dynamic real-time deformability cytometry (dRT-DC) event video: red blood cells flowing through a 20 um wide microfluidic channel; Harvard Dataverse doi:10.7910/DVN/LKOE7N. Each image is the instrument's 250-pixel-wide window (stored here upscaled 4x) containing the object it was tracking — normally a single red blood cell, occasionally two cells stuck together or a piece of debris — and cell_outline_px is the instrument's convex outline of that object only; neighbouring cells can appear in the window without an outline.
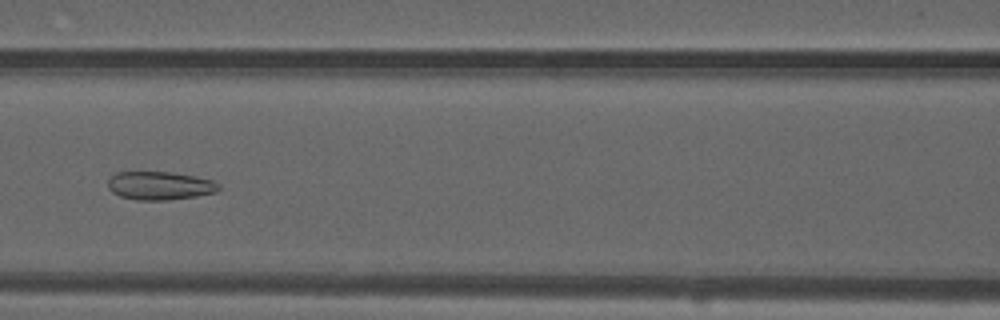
{"species": "common noctule bat (a hibernating species)", "species_latin": "Nyctalus noctula", "temperature_condition": "warm", "stored_images_in_passage": 54, "camera_frame_rate_fps": 3000, "um_per_image_px": 0.085, "animal": {"sex": "male", "forearm_length_mm": 52.5}, "frame": {"image": 1, "passage_image": 24, "time_ms": 7.667, "image_size_px": [1000, 320], "cell_outline_px": [[220, 188], [216, 192], [196, 196], [168, 200], [136, 200], [120, 196], [112, 192], [108, 188], [108, 180], [116, 172], [168, 172], [196, 176], [212, 180], [220, 184]], "centroid_in_image_um": [13.59, 15.78], "position_along_channel_um": 153.0, "area_um2": 18.32}}
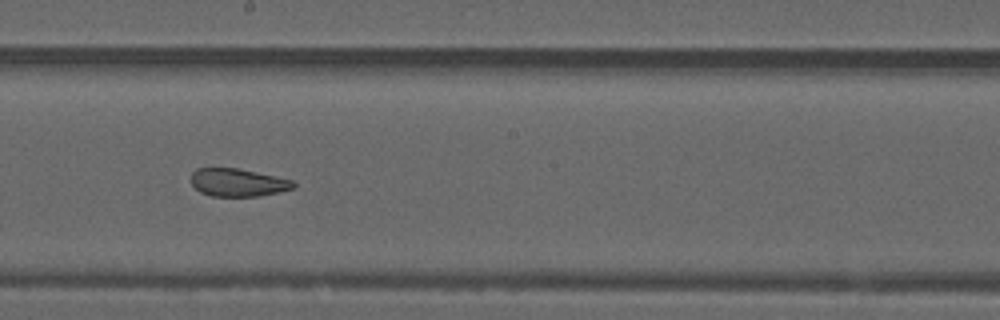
{"frame": {"image": 2, "passage_image": 30, "time_ms": 9.667, "image_size_px": [1000, 320], "cell_outline_px": [[296, 188], [260, 196], [212, 196], [200, 192], [192, 184], [192, 172], [196, 168], [236, 168], [276, 176], [292, 180], [296, 184]], "centroid_in_image_um": [20.24, 15.51], "position_along_channel_um": 228.0, "area_um2": 16.59}}
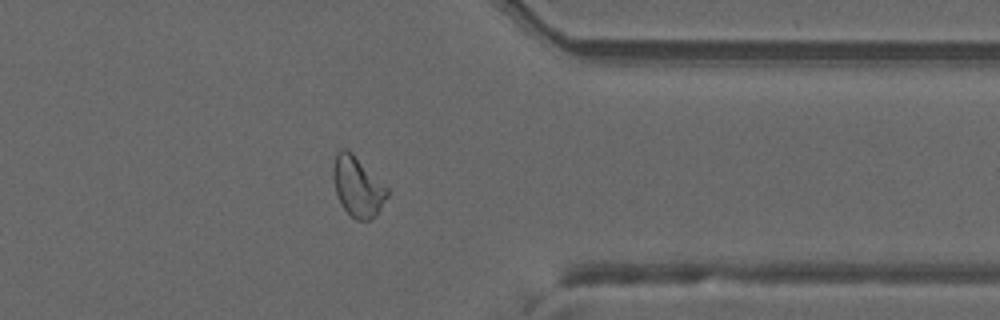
{"frame": {"image": 3, "passage_image": 43, "time_ms": 14.0, "image_size_px": [1000, 320], "cell_outline_px": [[388, 196], [376, 216], [368, 220], [356, 220], [344, 208], [336, 192], [332, 176], [332, 168], [336, 156], [340, 148], [348, 148], [388, 188]], "centroid_in_image_um": [30.4, 15.84], "position_along_channel_um": 381.0, "area_um2": 18.79}, "authors_computed_cell_mechanics": {"area_um2": 20.23, "velocity_mm_per_s": 3.765, "shape_relaxation_time_tau1_ms": null, "shape_relaxation_time_tau2_ms": 1.6754, "deformation_change_tau1": null, "deformation_change_tau2": 0.0867}}